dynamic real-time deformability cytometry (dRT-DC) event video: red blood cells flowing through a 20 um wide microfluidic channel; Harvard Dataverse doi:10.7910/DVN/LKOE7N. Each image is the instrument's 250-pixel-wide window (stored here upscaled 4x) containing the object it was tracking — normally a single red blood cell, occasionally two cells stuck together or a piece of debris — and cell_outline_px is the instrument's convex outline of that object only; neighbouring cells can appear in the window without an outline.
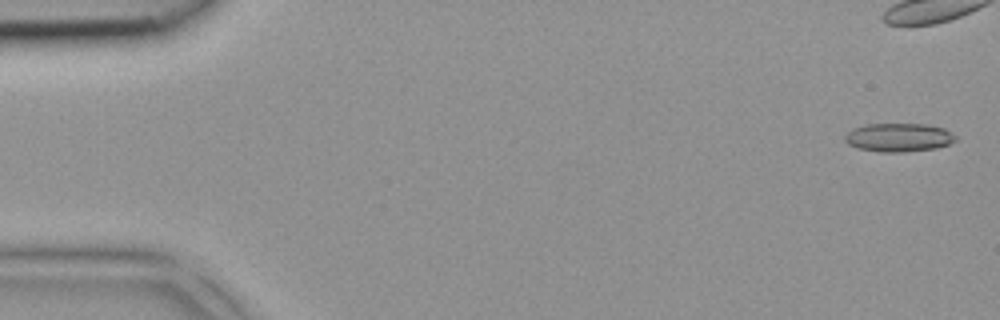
{"species": "common noctule bat (a hibernating species)", "species_latin": "Nyctalus noctula", "temperature_condition": "room temperature", "stored_images_in_passage": 43, "camera_frame_rate_fps": 3000, "um_per_image_px": 0.085, "animal": {"sex": "female", "body_mass_g": 18.4}, "frame": {"image": 1, "passage_image": 1, "time_ms": 0.0, "image_size_px": [1000, 320], "cell_outline_px": [[956, 140], [948, 144], [936, 148], [904, 152], [880, 152], [856, 148], [848, 144], [844, 140], [844, 136], [852, 128], [864, 124], [928, 124], [944, 128], [956, 136]], "centroid_in_image_um": [76.36, 11.68], "position_along_channel_um": 8.6, "area_um2": 18.55}}
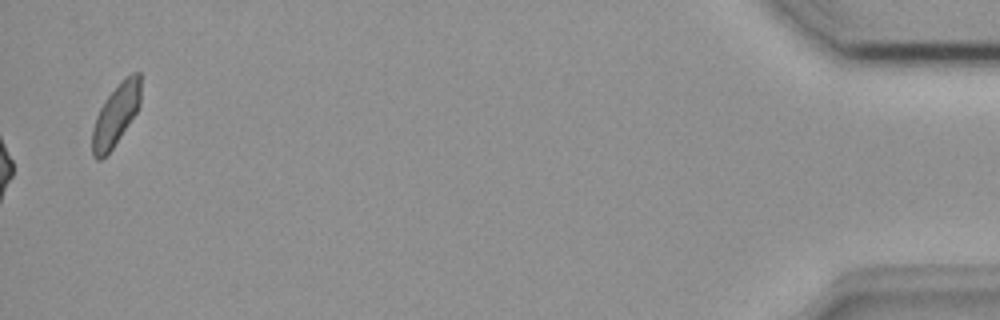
{"frame": {"image": 2, "passage_image": 43, "time_ms": 14.0, "image_size_px": [1000, 320], "cell_outline_px": [[140, 104], [136, 112], [112, 148], [100, 160], [96, 160], [92, 156], [92, 128], [96, 116], [104, 100], [120, 80], [132, 72], [140, 72]], "centroid_in_image_um": [9.82, 9.73], "position_along_channel_um": 425.4, "area_um2": 17.28}}